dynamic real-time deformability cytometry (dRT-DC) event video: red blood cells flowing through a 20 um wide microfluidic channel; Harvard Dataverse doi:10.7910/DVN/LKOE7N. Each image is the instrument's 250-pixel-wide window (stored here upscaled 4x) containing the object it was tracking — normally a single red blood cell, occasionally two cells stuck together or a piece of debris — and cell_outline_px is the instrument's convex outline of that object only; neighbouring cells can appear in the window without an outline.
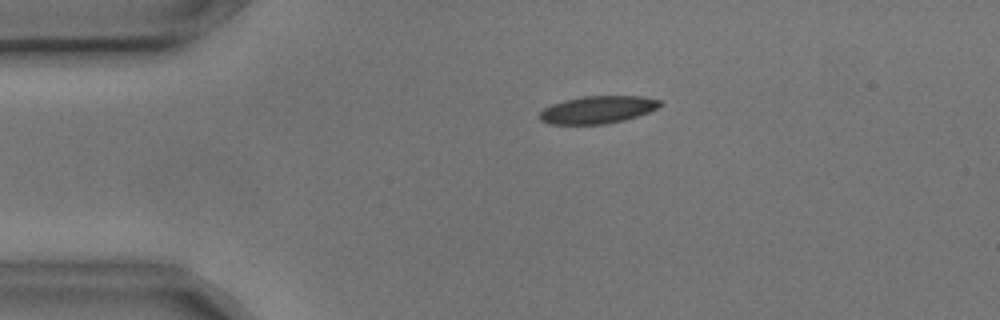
{"species": "common noctule bat (a hibernating species)", "species_latin": "Nyctalus noctula", "temperature_condition": "cold", "stored_images_in_passage": 4, "camera_frame_rate_fps": 3000, "um_per_image_px": 0.085, "animal": {"sex": "male", "body_mass_g": 17.9, "forearm_length_mm": 54.2}, "frame": {"image": 1, "passage_image": 3, "time_ms": 0.667, "image_size_px": [1000, 320], "cell_outline_px": [[664, 104], [648, 112], [624, 120], [604, 124], [548, 124], [540, 120], [540, 112], [544, 108], [552, 104], [564, 100], [584, 96], [640, 96], [660, 100]], "centroid_in_image_um": [50.79, 9.32], "position_along_channel_um": 34.2, "area_um2": 19.19}}